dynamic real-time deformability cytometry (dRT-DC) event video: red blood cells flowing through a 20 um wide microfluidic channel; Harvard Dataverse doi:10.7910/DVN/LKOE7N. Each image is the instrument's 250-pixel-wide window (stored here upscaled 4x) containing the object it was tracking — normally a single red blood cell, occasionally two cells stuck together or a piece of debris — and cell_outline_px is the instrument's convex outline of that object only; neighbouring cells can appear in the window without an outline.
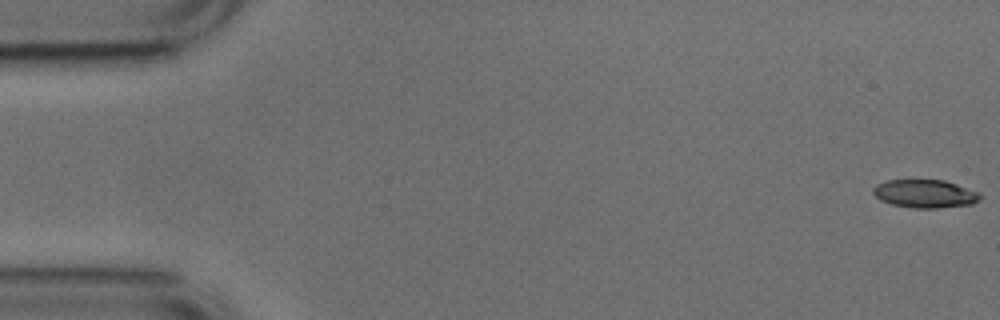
{"species": "common noctule bat (a hibernating species)", "species_latin": "Nyctalus noctula", "temperature_condition": "cold", "stored_images_in_passage": 49, "camera_frame_rate_fps": 3000, "um_per_image_px": 0.085, "animal": {"sex": "male", "body_mass_g": 17.9, "forearm_length_mm": 54.2}, "frame": {"image": 1, "passage_image": 1, "time_ms": 0.0, "image_size_px": [1000, 320], "cell_outline_px": [[980, 200], [972, 204], [936, 208], [912, 208], [892, 204], [880, 200], [872, 192], [872, 188], [876, 184], [888, 180], [944, 180], [980, 192]], "centroid_in_image_um": [78.61, 16.46], "position_along_channel_um": 6.4, "area_um2": 17.57}}
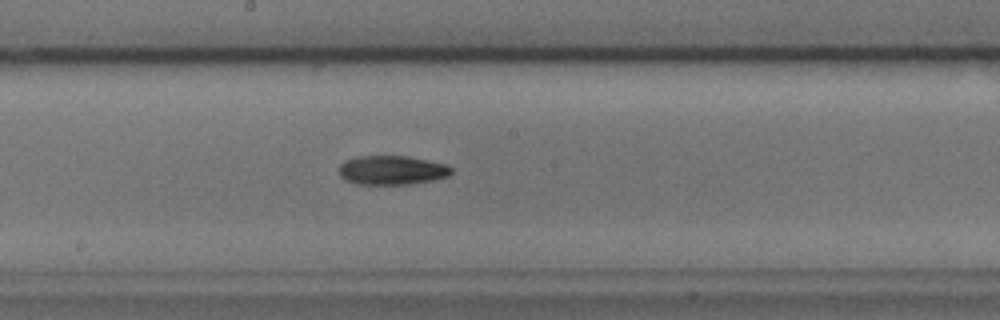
{"frame": {"image": 2, "passage_image": 28, "time_ms": 9.0, "image_size_px": [1000, 320], "cell_outline_px": [[452, 172], [448, 176], [432, 180], [412, 184], [356, 184], [344, 180], [340, 176], [340, 164], [344, 160], [356, 156], [408, 156], [448, 164], [452, 168]], "centroid_in_image_um": [33.31, 14.46], "position_along_channel_um": 214.9, "area_um2": 19.25}}
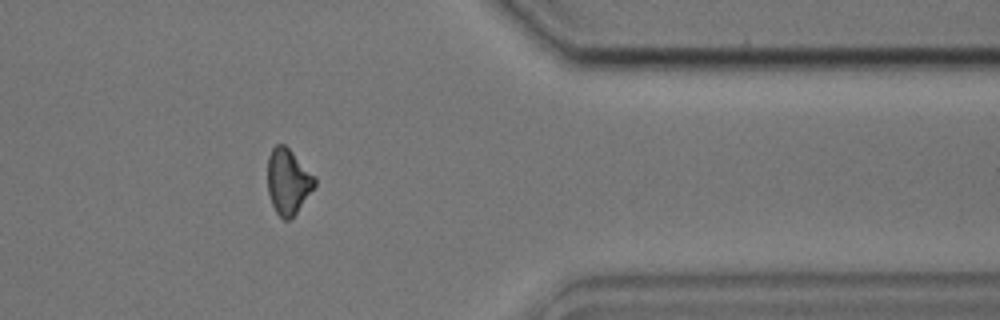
{"frame": {"image": 3, "passage_image": 43, "time_ms": 14.0, "image_size_px": [1000, 320], "cell_outline_px": [[316, 184], [296, 212], [288, 220], [284, 220], [276, 212], [272, 204], [268, 192], [268, 156], [272, 148], [276, 144], [284, 144], [316, 176]], "centroid_in_image_um": [24.48, 15.4], "position_along_channel_um": 386.9, "area_um2": 17.74}, "authors_computed_cell_mechanics": {"area_um2": 18.5538, "velocity_mm_per_s": 3.7982, "shape_relaxation_time_tau1_ms": 4.6603, "shape_relaxation_time_tau2_ms": null, "deformation_change_tau1": 0.1443, "deformation_change_tau2": null}}